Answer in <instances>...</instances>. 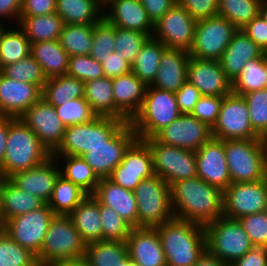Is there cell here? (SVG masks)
Wrapping results in <instances>:
<instances>
[{
    "mask_svg": "<svg viewBox=\"0 0 267 266\" xmlns=\"http://www.w3.org/2000/svg\"><path fill=\"white\" fill-rule=\"evenodd\" d=\"M105 77L115 78L132 71V65L119 52H111L101 63Z\"/></svg>",
    "mask_w": 267,
    "mask_h": 266,
    "instance_id": "57",
    "label": "cell"
},
{
    "mask_svg": "<svg viewBox=\"0 0 267 266\" xmlns=\"http://www.w3.org/2000/svg\"><path fill=\"white\" fill-rule=\"evenodd\" d=\"M149 36L146 33L115 27V52L131 65Z\"/></svg>",
    "mask_w": 267,
    "mask_h": 266,
    "instance_id": "50",
    "label": "cell"
},
{
    "mask_svg": "<svg viewBox=\"0 0 267 266\" xmlns=\"http://www.w3.org/2000/svg\"><path fill=\"white\" fill-rule=\"evenodd\" d=\"M55 216L47 203L31 212L9 219L4 231L20 246L39 255L50 221Z\"/></svg>",
    "mask_w": 267,
    "mask_h": 266,
    "instance_id": "13",
    "label": "cell"
},
{
    "mask_svg": "<svg viewBox=\"0 0 267 266\" xmlns=\"http://www.w3.org/2000/svg\"><path fill=\"white\" fill-rule=\"evenodd\" d=\"M103 17L115 27L136 30L152 37L154 24L139 0H108Z\"/></svg>",
    "mask_w": 267,
    "mask_h": 266,
    "instance_id": "24",
    "label": "cell"
},
{
    "mask_svg": "<svg viewBox=\"0 0 267 266\" xmlns=\"http://www.w3.org/2000/svg\"><path fill=\"white\" fill-rule=\"evenodd\" d=\"M86 244L68 215H55L48 226L37 261L51 266L62 261L84 257Z\"/></svg>",
    "mask_w": 267,
    "mask_h": 266,
    "instance_id": "6",
    "label": "cell"
},
{
    "mask_svg": "<svg viewBox=\"0 0 267 266\" xmlns=\"http://www.w3.org/2000/svg\"><path fill=\"white\" fill-rule=\"evenodd\" d=\"M9 130V117H0V168L3 166L6 140Z\"/></svg>",
    "mask_w": 267,
    "mask_h": 266,
    "instance_id": "63",
    "label": "cell"
},
{
    "mask_svg": "<svg viewBox=\"0 0 267 266\" xmlns=\"http://www.w3.org/2000/svg\"><path fill=\"white\" fill-rule=\"evenodd\" d=\"M180 115L175 92L148 85L142 105L129 123L137 138L144 140L154 137Z\"/></svg>",
    "mask_w": 267,
    "mask_h": 266,
    "instance_id": "4",
    "label": "cell"
},
{
    "mask_svg": "<svg viewBox=\"0 0 267 266\" xmlns=\"http://www.w3.org/2000/svg\"><path fill=\"white\" fill-rule=\"evenodd\" d=\"M262 56L267 61V46L262 50Z\"/></svg>",
    "mask_w": 267,
    "mask_h": 266,
    "instance_id": "69",
    "label": "cell"
},
{
    "mask_svg": "<svg viewBox=\"0 0 267 266\" xmlns=\"http://www.w3.org/2000/svg\"><path fill=\"white\" fill-rule=\"evenodd\" d=\"M20 119L37 135L51 154L59 148L63 141L66 125L57 115L53 105L41 98Z\"/></svg>",
    "mask_w": 267,
    "mask_h": 266,
    "instance_id": "18",
    "label": "cell"
},
{
    "mask_svg": "<svg viewBox=\"0 0 267 266\" xmlns=\"http://www.w3.org/2000/svg\"><path fill=\"white\" fill-rule=\"evenodd\" d=\"M51 266H90V264L84 257H82L79 259H72L69 261L58 262Z\"/></svg>",
    "mask_w": 267,
    "mask_h": 266,
    "instance_id": "65",
    "label": "cell"
},
{
    "mask_svg": "<svg viewBox=\"0 0 267 266\" xmlns=\"http://www.w3.org/2000/svg\"><path fill=\"white\" fill-rule=\"evenodd\" d=\"M166 49L162 42L149 37L136 55L132 63V72L147 86L155 80L161 57Z\"/></svg>",
    "mask_w": 267,
    "mask_h": 266,
    "instance_id": "38",
    "label": "cell"
},
{
    "mask_svg": "<svg viewBox=\"0 0 267 266\" xmlns=\"http://www.w3.org/2000/svg\"><path fill=\"white\" fill-rule=\"evenodd\" d=\"M30 54L40 64L47 79L67 74L69 55L59 40L33 43Z\"/></svg>",
    "mask_w": 267,
    "mask_h": 266,
    "instance_id": "33",
    "label": "cell"
},
{
    "mask_svg": "<svg viewBox=\"0 0 267 266\" xmlns=\"http://www.w3.org/2000/svg\"><path fill=\"white\" fill-rule=\"evenodd\" d=\"M84 258L90 266H131L127 243L115 240H99L88 243Z\"/></svg>",
    "mask_w": 267,
    "mask_h": 266,
    "instance_id": "34",
    "label": "cell"
},
{
    "mask_svg": "<svg viewBox=\"0 0 267 266\" xmlns=\"http://www.w3.org/2000/svg\"><path fill=\"white\" fill-rule=\"evenodd\" d=\"M87 195L78 185L59 175L47 204L55 215H69Z\"/></svg>",
    "mask_w": 267,
    "mask_h": 266,
    "instance_id": "40",
    "label": "cell"
},
{
    "mask_svg": "<svg viewBox=\"0 0 267 266\" xmlns=\"http://www.w3.org/2000/svg\"><path fill=\"white\" fill-rule=\"evenodd\" d=\"M197 21L177 2L154 23L152 37L167 48L189 52L194 42Z\"/></svg>",
    "mask_w": 267,
    "mask_h": 266,
    "instance_id": "14",
    "label": "cell"
},
{
    "mask_svg": "<svg viewBox=\"0 0 267 266\" xmlns=\"http://www.w3.org/2000/svg\"><path fill=\"white\" fill-rule=\"evenodd\" d=\"M84 98L98 116L129 120L115 107L112 78L101 77L84 83Z\"/></svg>",
    "mask_w": 267,
    "mask_h": 266,
    "instance_id": "31",
    "label": "cell"
},
{
    "mask_svg": "<svg viewBox=\"0 0 267 266\" xmlns=\"http://www.w3.org/2000/svg\"><path fill=\"white\" fill-rule=\"evenodd\" d=\"M41 98L38 85L10 79L0 71V117L20 118Z\"/></svg>",
    "mask_w": 267,
    "mask_h": 266,
    "instance_id": "21",
    "label": "cell"
},
{
    "mask_svg": "<svg viewBox=\"0 0 267 266\" xmlns=\"http://www.w3.org/2000/svg\"><path fill=\"white\" fill-rule=\"evenodd\" d=\"M102 225V240L126 242L132 226L111 207L99 203Z\"/></svg>",
    "mask_w": 267,
    "mask_h": 266,
    "instance_id": "48",
    "label": "cell"
},
{
    "mask_svg": "<svg viewBox=\"0 0 267 266\" xmlns=\"http://www.w3.org/2000/svg\"><path fill=\"white\" fill-rule=\"evenodd\" d=\"M156 228L167 266H192L206 250L203 225L174 217Z\"/></svg>",
    "mask_w": 267,
    "mask_h": 266,
    "instance_id": "2",
    "label": "cell"
},
{
    "mask_svg": "<svg viewBox=\"0 0 267 266\" xmlns=\"http://www.w3.org/2000/svg\"><path fill=\"white\" fill-rule=\"evenodd\" d=\"M138 227L156 228L174 218L170 186L158 175L143 179L133 191Z\"/></svg>",
    "mask_w": 267,
    "mask_h": 266,
    "instance_id": "7",
    "label": "cell"
},
{
    "mask_svg": "<svg viewBox=\"0 0 267 266\" xmlns=\"http://www.w3.org/2000/svg\"><path fill=\"white\" fill-rule=\"evenodd\" d=\"M22 0H0V19L7 23L12 21L13 26L18 24L21 13Z\"/></svg>",
    "mask_w": 267,
    "mask_h": 266,
    "instance_id": "62",
    "label": "cell"
},
{
    "mask_svg": "<svg viewBox=\"0 0 267 266\" xmlns=\"http://www.w3.org/2000/svg\"><path fill=\"white\" fill-rule=\"evenodd\" d=\"M261 0H219L218 15L242 29L259 15Z\"/></svg>",
    "mask_w": 267,
    "mask_h": 266,
    "instance_id": "44",
    "label": "cell"
},
{
    "mask_svg": "<svg viewBox=\"0 0 267 266\" xmlns=\"http://www.w3.org/2000/svg\"><path fill=\"white\" fill-rule=\"evenodd\" d=\"M136 139L137 134L129 121L125 122L105 144L91 148L82 158L99 178H108Z\"/></svg>",
    "mask_w": 267,
    "mask_h": 266,
    "instance_id": "15",
    "label": "cell"
},
{
    "mask_svg": "<svg viewBox=\"0 0 267 266\" xmlns=\"http://www.w3.org/2000/svg\"><path fill=\"white\" fill-rule=\"evenodd\" d=\"M177 106L181 114H191L202 96L200 91L188 80L175 92Z\"/></svg>",
    "mask_w": 267,
    "mask_h": 266,
    "instance_id": "56",
    "label": "cell"
},
{
    "mask_svg": "<svg viewBox=\"0 0 267 266\" xmlns=\"http://www.w3.org/2000/svg\"><path fill=\"white\" fill-rule=\"evenodd\" d=\"M160 143L197 151L212 138L211 128L191 114H181L154 136Z\"/></svg>",
    "mask_w": 267,
    "mask_h": 266,
    "instance_id": "19",
    "label": "cell"
},
{
    "mask_svg": "<svg viewBox=\"0 0 267 266\" xmlns=\"http://www.w3.org/2000/svg\"><path fill=\"white\" fill-rule=\"evenodd\" d=\"M259 15L267 22V0H261L259 5Z\"/></svg>",
    "mask_w": 267,
    "mask_h": 266,
    "instance_id": "66",
    "label": "cell"
},
{
    "mask_svg": "<svg viewBox=\"0 0 267 266\" xmlns=\"http://www.w3.org/2000/svg\"><path fill=\"white\" fill-rule=\"evenodd\" d=\"M219 0H177L196 20H203L218 15Z\"/></svg>",
    "mask_w": 267,
    "mask_h": 266,
    "instance_id": "55",
    "label": "cell"
},
{
    "mask_svg": "<svg viewBox=\"0 0 267 266\" xmlns=\"http://www.w3.org/2000/svg\"><path fill=\"white\" fill-rule=\"evenodd\" d=\"M83 97L84 82L67 74L48 78L42 89V98L54 107Z\"/></svg>",
    "mask_w": 267,
    "mask_h": 266,
    "instance_id": "39",
    "label": "cell"
},
{
    "mask_svg": "<svg viewBox=\"0 0 267 266\" xmlns=\"http://www.w3.org/2000/svg\"><path fill=\"white\" fill-rule=\"evenodd\" d=\"M144 141L153 155L154 174L169 186L197 176L195 151L160 143L155 137Z\"/></svg>",
    "mask_w": 267,
    "mask_h": 266,
    "instance_id": "10",
    "label": "cell"
},
{
    "mask_svg": "<svg viewBox=\"0 0 267 266\" xmlns=\"http://www.w3.org/2000/svg\"><path fill=\"white\" fill-rule=\"evenodd\" d=\"M18 27L26 34L31 44L40 41L58 40L64 21L56 13L40 16H20Z\"/></svg>",
    "mask_w": 267,
    "mask_h": 266,
    "instance_id": "36",
    "label": "cell"
},
{
    "mask_svg": "<svg viewBox=\"0 0 267 266\" xmlns=\"http://www.w3.org/2000/svg\"><path fill=\"white\" fill-rule=\"evenodd\" d=\"M0 19V38H1V35L2 33L6 30V28L8 27V25H6L7 23ZM5 25V26H4Z\"/></svg>",
    "mask_w": 267,
    "mask_h": 266,
    "instance_id": "68",
    "label": "cell"
},
{
    "mask_svg": "<svg viewBox=\"0 0 267 266\" xmlns=\"http://www.w3.org/2000/svg\"><path fill=\"white\" fill-rule=\"evenodd\" d=\"M1 72L10 79L36 84L41 89L47 81L42 67L31 54L16 63L5 66Z\"/></svg>",
    "mask_w": 267,
    "mask_h": 266,
    "instance_id": "46",
    "label": "cell"
},
{
    "mask_svg": "<svg viewBox=\"0 0 267 266\" xmlns=\"http://www.w3.org/2000/svg\"><path fill=\"white\" fill-rule=\"evenodd\" d=\"M115 107L130 121L140 109L147 85L131 71L112 78Z\"/></svg>",
    "mask_w": 267,
    "mask_h": 266,
    "instance_id": "29",
    "label": "cell"
},
{
    "mask_svg": "<svg viewBox=\"0 0 267 266\" xmlns=\"http://www.w3.org/2000/svg\"><path fill=\"white\" fill-rule=\"evenodd\" d=\"M264 88H267V61L263 56L249 60L232 81V93L240 96Z\"/></svg>",
    "mask_w": 267,
    "mask_h": 266,
    "instance_id": "42",
    "label": "cell"
},
{
    "mask_svg": "<svg viewBox=\"0 0 267 266\" xmlns=\"http://www.w3.org/2000/svg\"><path fill=\"white\" fill-rule=\"evenodd\" d=\"M2 215L4 222L41 207L44 202L14 185L8 178H0Z\"/></svg>",
    "mask_w": 267,
    "mask_h": 266,
    "instance_id": "32",
    "label": "cell"
},
{
    "mask_svg": "<svg viewBox=\"0 0 267 266\" xmlns=\"http://www.w3.org/2000/svg\"><path fill=\"white\" fill-rule=\"evenodd\" d=\"M224 146L232 183L265 179L267 139L226 140Z\"/></svg>",
    "mask_w": 267,
    "mask_h": 266,
    "instance_id": "5",
    "label": "cell"
},
{
    "mask_svg": "<svg viewBox=\"0 0 267 266\" xmlns=\"http://www.w3.org/2000/svg\"><path fill=\"white\" fill-rule=\"evenodd\" d=\"M131 266H140V265L132 262V265Z\"/></svg>",
    "mask_w": 267,
    "mask_h": 266,
    "instance_id": "73",
    "label": "cell"
},
{
    "mask_svg": "<svg viewBox=\"0 0 267 266\" xmlns=\"http://www.w3.org/2000/svg\"><path fill=\"white\" fill-rule=\"evenodd\" d=\"M126 243L133 263L140 266H167L157 228H132Z\"/></svg>",
    "mask_w": 267,
    "mask_h": 266,
    "instance_id": "25",
    "label": "cell"
},
{
    "mask_svg": "<svg viewBox=\"0 0 267 266\" xmlns=\"http://www.w3.org/2000/svg\"><path fill=\"white\" fill-rule=\"evenodd\" d=\"M187 80L201 95L226 96L232 92V82L226 77L219 60L190 56Z\"/></svg>",
    "mask_w": 267,
    "mask_h": 266,
    "instance_id": "22",
    "label": "cell"
},
{
    "mask_svg": "<svg viewBox=\"0 0 267 266\" xmlns=\"http://www.w3.org/2000/svg\"><path fill=\"white\" fill-rule=\"evenodd\" d=\"M206 249L231 265L250 251L253 245L238 220L224 216L204 226Z\"/></svg>",
    "mask_w": 267,
    "mask_h": 266,
    "instance_id": "9",
    "label": "cell"
},
{
    "mask_svg": "<svg viewBox=\"0 0 267 266\" xmlns=\"http://www.w3.org/2000/svg\"><path fill=\"white\" fill-rule=\"evenodd\" d=\"M237 30L219 15L198 20L189 55L198 59L220 60Z\"/></svg>",
    "mask_w": 267,
    "mask_h": 266,
    "instance_id": "12",
    "label": "cell"
},
{
    "mask_svg": "<svg viewBox=\"0 0 267 266\" xmlns=\"http://www.w3.org/2000/svg\"><path fill=\"white\" fill-rule=\"evenodd\" d=\"M175 218L207 225L223 216V191L198 176L170 185Z\"/></svg>",
    "mask_w": 267,
    "mask_h": 266,
    "instance_id": "1",
    "label": "cell"
},
{
    "mask_svg": "<svg viewBox=\"0 0 267 266\" xmlns=\"http://www.w3.org/2000/svg\"><path fill=\"white\" fill-rule=\"evenodd\" d=\"M263 212H264V213L266 214V216H267V201H266V205H265V207H264Z\"/></svg>",
    "mask_w": 267,
    "mask_h": 266,
    "instance_id": "70",
    "label": "cell"
},
{
    "mask_svg": "<svg viewBox=\"0 0 267 266\" xmlns=\"http://www.w3.org/2000/svg\"><path fill=\"white\" fill-rule=\"evenodd\" d=\"M266 201L267 182L265 179L231 183L223 191V216L237 220L246 215L261 213Z\"/></svg>",
    "mask_w": 267,
    "mask_h": 266,
    "instance_id": "16",
    "label": "cell"
},
{
    "mask_svg": "<svg viewBox=\"0 0 267 266\" xmlns=\"http://www.w3.org/2000/svg\"><path fill=\"white\" fill-rule=\"evenodd\" d=\"M59 175V164L52 156L46 162L29 170L17 172L8 179L21 190L48 203Z\"/></svg>",
    "mask_w": 267,
    "mask_h": 266,
    "instance_id": "23",
    "label": "cell"
},
{
    "mask_svg": "<svg viewBox=\"0 0 267 266\" xmlns=\"http://www.w3.org/2000/svg\"><path fill=\"white\" fill-rule=\"evenodd\" d=\"M101 0H56V13L64 24H96L103 18Z\"/></svg>",
    "mask_w": 267,
    "mask_h": 266,
    "instance_id": "35",
    "label": "cell"
},
{
    "mask_svg": "<svg viewBox=\"0 0 267 266\" xmlns=\"http://www.w3.org/2000/svg\"><path fill=\"white\" fill-rule=\"evenodd\" d=\"M67 75L82 80L84 83L105 77L102 64L90 55L69 56Z\"/></svg>",
    "mask_w": 267,
    "mask_h": 266,
    "instance_id": "52",
    "label": "cell"
},
{
    "mask_svg": "<svg viewBox=\"0 0 267 266\" xmlns=\"http://www.w3.org/2000/svg\"><path fill=\"white\" fill-rule=\"evenodd\" d=\"M197 176L224 191L231 185L224 141L211 138L195 151Z\"/></svg>",
    "mask_w": 267,
    "mask_h": 266,
    "instance_id": "20",
    "label": "cell"
},
{
    "mask_svg": "<svg viewBox=\"0 0 267 266\" xmlns=\"http://www.w3.org/2000/svg\"><path fill=\"white\" fill-rule=\"evenodd\" d=\"M192 266H228L223 260L211 254L207 249Z\"/></svg>",
    "mask_w": 267,
    "mask_h": 266,
    "instance_id": "64",
    "label": "cell"
},
{
    "mask_svg": "<svg viewBox=\"0 0 267 266\" xmlns=\"http://www.w3.org/2000/svg\"><path fill=\"white\" fill-rule=\"evenodd\" d=\"M57 115L67 126L86 124L95 119L98 115L91 109L85 98H77L63 105L55 106Z\"/></svg>",
    "mask_w": 267,
    "mask_h": 266,
    "instance_id": "51",
    "label": "cell"
},
{
    "mask_svg": "<svg viewBox=\"0 0 267 266\" xmlns=\"http://www.w3.org/2000/svg\"><path fill=\"white\" fill-rule=\"evenodd\" d=\"M231 266H267V247L253 246L250 251L234 261Z\"/></svg>",
    "mask_w": 267,
    "mask_h": 266,
    "instance_id": "60",
    "label": "cell"
},
{
    "mask_svg": "<svg viewBox=\"0 0 267 266\" xmlns=\"http://www.w3.org/2000/svg\"><path fill=\"white\" fill-rule=\"evenodd\" d=\"M108 0H101L102 4L104 5Z\"/></svg>",
    "mask_w": 267,
    "mask_h": 266,
    "instance_id": "72",
    "label": "cell"
},
{
    "mask_svg": "<svg viewBox=\"0 0 267 266\" xmlns=\"http://www.w3.org/2000/svg\"><path fill=\"white\" fill-rule=\"evenodd\" d=\"M4 226H5V222H4V218L2 215L1 193H0V231L4 229Z\"/></svg>",
    "mask_w": 267,
    "mask_h": 266,
    "instance_id": "67",
    "label": "cell"
},
{
    "mask_svg": "<svg viewBox=\"0 0 267 266\" xmlns=\"http://www.w3.org/2000/svg\"><path fill=\"white\" fill-rule=\"evenodd\" d=\"M124 123L115 117L97 116L86 124L67 126L61 145L52 155L82 157L91 148L105 144Z\"/></svg>",
    "mask_w": 267,
    "mask_h": 266,
    "instance_id": "8",
    "label": "cell"
},
{
    "mask_svg": "<svg viewBox=\"0 0 267 266\" xmlns=\"http://www.w3.org/2000/svg\"><path fill=\"white\" fill-rule=\"evenodd\" d=\"M249 109V121L253 130L267 139V88L251 91L243 95Z\"/></svg>",
    "mask_w": 267,
    "mask_h": 266,
    "instance_id": "47",
    "label": "cell"
},
{
    "mask_svg": "<svg viewBox=\"0 0 267 266\" xmlns=\"http://www.w3.org/2000/svg\"><path fill=\"white\" fill-rule=\"evenodd\" d=\"M31 43L26 34L15 25L7 27L0 38V71L30 55Z\"/></svg>",
    "mask_w": 267,
    "mask_h": 266,
    "instance_id": "41",
    "label": "cell"
},
{
    "mask_svg": "<svg viewBox=\"0 0 267 266\" xmlns=\"http://www.w3.org/2000/svg\"><path fill=\"white\" fill-rule=\"evenodd\" d=\"M68 216L86 245L102 240L99 202L92 194H88Z\"/></svg>",
    "mask_w": 267,
    "mask_h": 266,
    "instance_id": "30",
    "label": "cell"
},
{
    "mask_svg": "<svg viewBox=\"0 0 267 266\" xmlns=\"http://www.w3.org/2000/svg\"><path fill=\"white\" fill-rule=\"evenodd\" d=\"M56 12V0H22L20 16H40Z\"/></svg>",
    "mask_w": 267,
    "mask_h": 266,
    "instance_id": "59",
    "label": "cell"
},
{
    "mask_svg": "<svg viewBox=\"0 0 267 266\" xmlns=\"http://www.w3.org/2000/svg\"><path fill=\"white\" fill-rule=\"evenodd\" d=\"M52 156L55 157L59 164L61 176L78 185L87 194L95 192L100 178L82 157L72 155Z\"/></svg>",
    "mask_w": 267,
    "mask_h": 266,
    "instance_id": "37",
    "label": "cell"
},
{
    "mask_svg": "<svg viewBox=\"0 0 267 266\" xmlns=\"http://www.w3.org/2000/svg\"><path fill=\"white\" fill-rule=\"evenodd\" d=\"M261 56L262 49L238 29L219 61L226 77L232 82L249 60Z\"/></svg>",
    "mask_w": 267,
    "mask_h": 266,
    "instance_id": "28",
    "label": "cell"
},
{
    "mask_svg": "<svg viewBox=\"0 0 267 266\" xmlns=\"http://www.w3.org/2000/svg\"><path fill=\"white\" fill-rule=\"evenodd\" d=\"M212 137L219 140L264 139L251 127L248 104L243 96L230 93L223 97Z\"/></svg>",
    "mask_w": 267,
    "mask_h": 266,
    "instance_id": "11",
    "label": "cell"
},
{
    "mask_svg": "<svg viewBox=\"0 0 267 266\" xmlns=\"http://www.w3.org/2000/svg\"><path fill=\"white\" fill-rule=\"evenodd\" d=\"M146 9L148 18L154 24L158 21L177 0H139Z\"/></svg>",
    "mask_w": 267,
    "mask_h": 266,
    "instance_id": "61",
    "label": "cell"
},
{
    "mask_svg": "<svg viewBox=\"0 0 267 266\" xmlns=\"http://www.w3.org/2000/svg\"><path fill=\"white\" fill-rule=\"evenodd\" d=\"M223 97L202 95L194 106L191 115L212 128L220 112Z\"/></svg>",
    "mask_w": 267,
    "mask_h": 266,
    "instance_id": "54",
    "label": "cell"
},
{
    "mask_svg": "<svg viewBox=\"0 0 267 266\" xmlns=\"http://www.w3.org/2000/svg\"><path fill=\"white\" fill-rule=\"evenodd\" d=\"M0 266H39L29 249L16 243L4 230L0 231Z\"/></svg>",
    "mask_w": 267,
    "mask_h": 266,
    "instance_id": "45",
    "label": "cell"
},
{
    "mask_svg": "<svg viewBox=\"0 0 267 266\" xmlns=\"http://www.w3.org/2000/svg\"><path fill=\"white\" fill-rule=\"evenodd\" d=\"M189 52L167 48L161 57L152 87L177 92L187 81Z\"/></svg>",
    "mask_w": 267,
    "mask_h": 266,
    "instance_id": "27",
    "label": "cell"
},
{
    "mask_svg": "<svg viewBox=\"0 0 267 266\" xmlns=\"http://www.w3.org/2000/svg\"><path fill=\"white\" fill-rule=\"evenodd\" d=\"M52 154L37 135L20 119L9 117V130L0 178L26 171L46 162Z\"/></svg>",
    "mask_w": 267,
    "mask_h": 266,
    "instance_id": "3",
    "label": "cell"
},
{
    "mask_svg": "<svg viewBox=\"0 0 267 266\" xmlns=\"http://www.w3.org/2000/svg\"><path fill=\"white\" fill-rule=\"evenodd\" d=\"M115 49V26L104 17L94 24L93 44L90 56L102 63Z\"/></svg>",
    "mask_w": 267,
    "mask_h": 266,
    "instance_id": "49",
    "label": "cell"
},
{
    "mask_svg": "<svg viewBox=\"0 0 267 266\" xmlns=\"http://www.w3.org/2000/svg\"><path fill=\"white\" fill-rule=\"evenodd\" d=\"M153 175L151 150L144 140L137 138L126 150L123 160L108 178L124 189L134 191L143 179Z\"/></svg>",
    "mask_w": 267,
    "mask_h": 266,
    "instance_id": "17",
    "label": "cell"
},
{
    "mask_svg": "<svg viewBox=\"0 0 267 266\" xmlns=\"http://www.w3.org/2000/svg\"><path fill=\"white\" fill-rule=\"evenodd\" d=\"M243 33L253 40L262 50L267 46V22L258 15L242 29Z\"/></svg>",
    "mask_w": 267,
    "mask_h": 266,
    "instance_id": "58",
    "label": "cell"
},
{
    "mask_svg": "<svg viewBox=\"0 0 267 266\" xmlns=\"http://www.w3.org/2000/svg\"><path fill=\"white\" fill-rule=\"evenodd\" d=\"M93 32L94 24H64L58 40L69 56L90 55Z\"/></svg>",
    "mask_w": 267,
    "mask_h": 266,
    "instance_id": "43",
    "label": "cell"
},
{
    "mask_svg": "<svg viewBox=\"0 0 267 266\" xmlns=\"http://www.w3.org/2000/svg\"><path fill=\"white\" fill-rule=\"evenodd\" d=\"M265 180L267 182V166H266V170H265Z\"/></svg>",
    "mask_w": 267,
    "mask_h": 266,
    "instance_id": "71",
    "label": "cell"
},
{
    "mask_svg": "<svg viewBox=\"0 0 267 266\" xmlns=\"http://www.w3.org/2000/svg\"><path fill=\"white\" fill-rule=\"evenodd\" d=\"M92 195L100 204L114 209L133 228L138 227L137 203L133 191L124 189L109 178H100Z\"/></svg>",
    "mask_w": 267,
    "mask_h": 266,
    "instance_id": "26",
    "label": "cell"
},
{
    "mask_svg": "<svg viewBox=\"0 0 267 266\" xmlns=\"http://www.w3.org/2000/svg\"><path fill=\"white\" fill-rule=\"evenodd\" d=\"M237 220L253 246L267 247V216L264 212L246 215Z\"/></svg>",
    "mask_w": 267,
    "mask_h": 266,
    "instance_id": "53",
    "label": "cell"
}]
</instances>
